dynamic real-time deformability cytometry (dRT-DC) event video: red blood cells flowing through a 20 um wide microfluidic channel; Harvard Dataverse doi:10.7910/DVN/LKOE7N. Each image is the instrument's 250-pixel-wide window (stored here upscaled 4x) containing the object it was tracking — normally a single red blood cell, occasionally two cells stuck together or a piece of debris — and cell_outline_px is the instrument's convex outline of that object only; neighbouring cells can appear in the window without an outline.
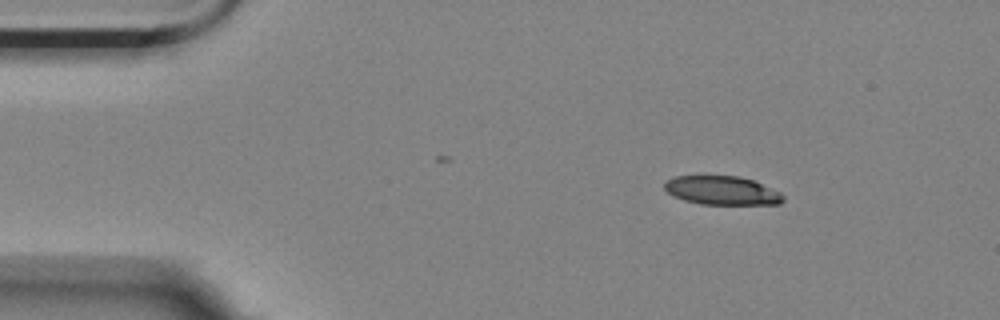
{"species": "Egyptian fruit bat (a non-hibernating species)", "species_latin": "Rousettus aegyptiacus", "temperature_condition": "room temperature", "stored_images_in_passage": 4, "camera_frame_rate_fps": 3000, "um_per_image_px": 0.085, "animal": {"sex": "female"}, "frame": {"image": 1, "passage_image": 2, "time_ms": 0.333, "image_size_px": [1000, 320], "cell_outline_px": [[784, 200], [780, 204], [700, 204], [684, 200], [672, 196], [664, 188], [664, 184], [668, 180], [676, 176], [704, 172], [740, 176], [752, 180], [780, 192], [784, 196]], "centroid_in_image_um": [61.31, 16.13], "position_along_channel_um": 23.7, "area_um2": 20.69}}